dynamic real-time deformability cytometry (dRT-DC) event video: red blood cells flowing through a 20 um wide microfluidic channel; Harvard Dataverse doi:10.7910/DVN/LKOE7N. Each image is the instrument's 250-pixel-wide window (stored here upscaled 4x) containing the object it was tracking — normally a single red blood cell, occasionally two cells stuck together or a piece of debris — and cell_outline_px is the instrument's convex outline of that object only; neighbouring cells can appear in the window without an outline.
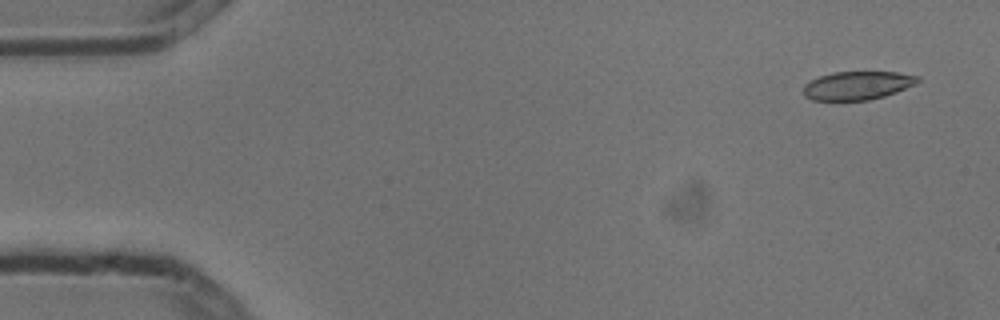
{"species": "common noctule bat (a hibernating species)", "species_latin": "Nyctalus noctula", "temperature_condition": "cold", "stored_images_in_passage": 6, "camera_frame_rate_fps": 3000, "um_per_image_px": 0.085, "animal": {"sex": "male", "body_mass_g": 13.3}, "frame": {"image": 1, "passage_image": 1, "time_ms": 0.0, "image_size_px": [1000, 320], "cell_outline_px": [[920, 80], [916, 84], [896, 92], [884, 96], [868, 100], [812, 100], [804, 96], [804, 84], [820, 76], [832, 72], [896, 72], [920, 76]], "centroid_in_image_um": [72.9, 7.26], "position_along_channel_um": 12.1, "area_um2": 18.9}}
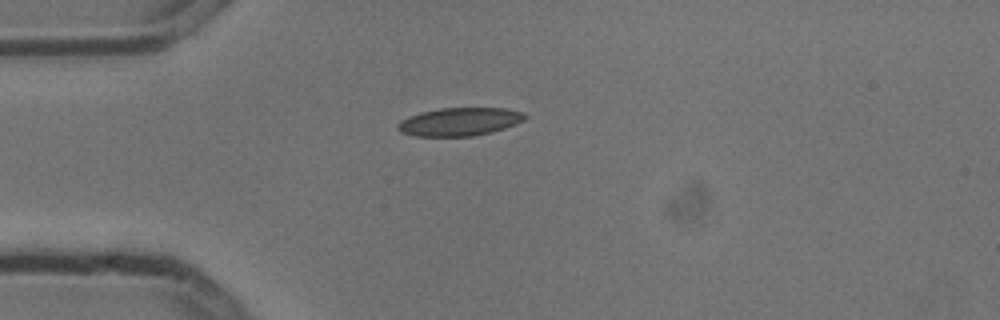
{"frame": {"image": 2, "passage_image": 4, "time_ms": 1.0, "image_size_px": [1000, 320], "cell_outline_px": [[528, 116], [524, 120], [516, 124], [492, 132], [472, 136], [416, 136], [400, 132], [396, 128], [396, 124], [400, 120], [408, 116], [420, 112], [440, 108], [504, 108], [524, 112]], "centroid_in_image_um": [39.04, 10.34], "position_along_channel_um": 46.0, "area_um2": 21.04}}
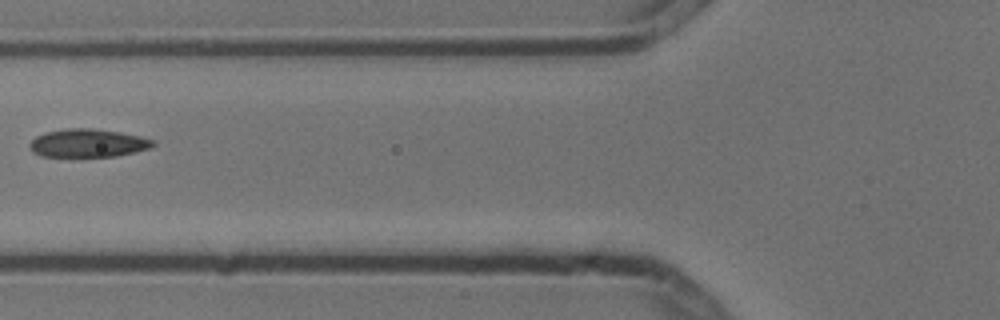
{"frame": {"image": 3, "passage_image": 6, "time_ms": 1.667, "image_size_px": [1000, 320], "cell_outline_px": [[156, 144], [152, 148], [136, 152], [116, 156], [40, 156], [32, 152], [28, 144], [36, 136], [44, 132], [64, 128], [92, 128], [120, 132], [140, 136], [156, 140]], "centroid_in_image_um": [7.49, 12.15], "position_along_channel_um": 118.3, "area_um2": 20.52}}